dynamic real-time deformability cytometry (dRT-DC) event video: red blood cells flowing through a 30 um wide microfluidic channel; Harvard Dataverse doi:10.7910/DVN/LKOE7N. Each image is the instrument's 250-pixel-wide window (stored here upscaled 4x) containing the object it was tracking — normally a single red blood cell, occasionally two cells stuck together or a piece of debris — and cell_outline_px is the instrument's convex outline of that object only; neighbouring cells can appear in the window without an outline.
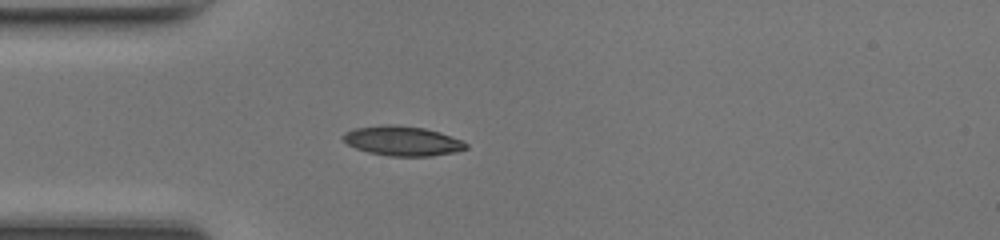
{"species": "common noctule bat (a hibernating species)", "species_latin": "Nyctalus noctula", "temperature_condition": "room temperature", "stored_images_in_passage": 47, "camera_frame_rate_fps": 3000, "um_per_image_px": 0.085, "animal": {"sex": "female", "body_mass_g": 17.0, "forearm_length_mm": 48.0}, "frame": {"image": 1, "passage_image": 13, "time_ms": 4.0, "image_size_px": [1000, 240], "cell_outline_px": [[468, 148], [456, 152], [432, 156], [388, 156], [368, 152], [356, 148], [348, 144], [340, 136], [344, 132], [352, 128], [384, 124], [392, 124], [424, 128], [440, 132], [452, 136], [468, 144]], "centroid_in_image_um": [34.19, 11.97], "position_along_channel_um": 50.8, "area_um2": 21.44}}
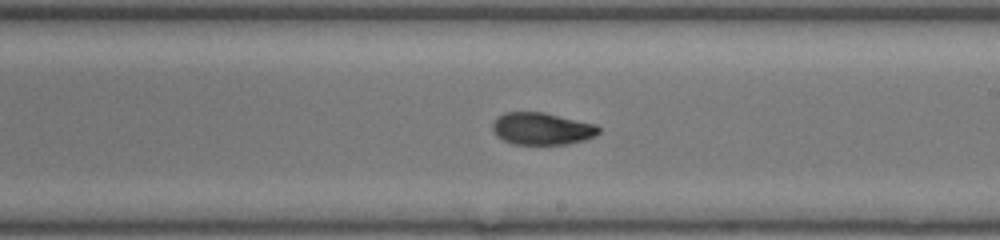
{"frame": {"image": 2, "passage_image": 27, "time_ms": 8.667, "image_size_px": [1000, 240], "cell_outline_px": [[600, 132], [596, 136], [584, 140], [568, 144], [512, 144], [496, 136], [492, 128], [492, 124], [496, 116], [504, 112], [544, 112], [596, 124], [600, 128]], "centroid_in_image_um": [46.05, 10.93], "position_along_channel_um": 242.9, "area_um2": 20.11}}
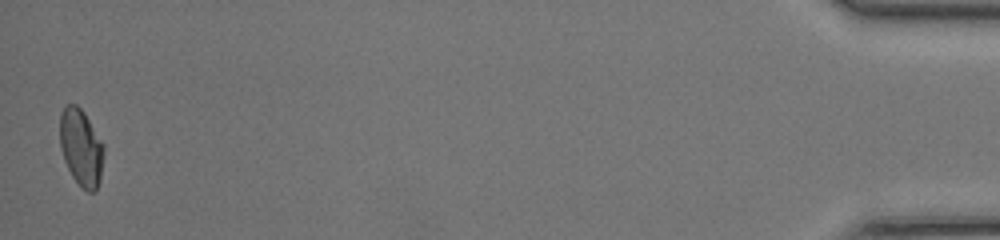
{"frame": {"image": 3, "passage_image": 47, "time_ms": 15.333, "image_size_px": [1000, 240], "cell_outline_px": [[104, 152], [100, 180], [96, 192], [88, 192], [72, 176], [64, 160], [60, 148], [60, 112], [68, 104], [76, 104], [84, 112], [104, 144]], "centroid_in_image_um": [6.9, 12.53], "position_along_channel_um": 428.3, "area_um2": 19.71}, "authors_computed_cell_mechanics": {"area_um2": 19.8254, "velocity_mm_per_s": 4.304, "shape_relaxation_time_tau1_ms": null, "shape_relaxation_time_tau2_ms": 1.2354, "deformation_change_tau1": null, "deformation_change_tau2": 0.0502}}